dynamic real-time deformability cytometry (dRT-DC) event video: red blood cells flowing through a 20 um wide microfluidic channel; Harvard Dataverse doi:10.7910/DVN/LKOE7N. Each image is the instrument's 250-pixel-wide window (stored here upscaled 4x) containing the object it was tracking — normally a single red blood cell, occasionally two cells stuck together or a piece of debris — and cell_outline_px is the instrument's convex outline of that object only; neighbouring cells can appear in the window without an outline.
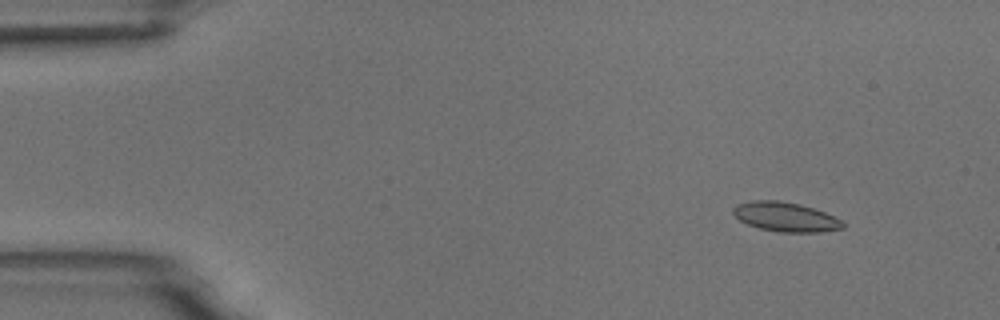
{"species": "common noctule bat (a hibernating species)", "species_latin": "Nyctalus noctula", "temperature_condition": "room temperature", "stored_images_in_passage": 5, "camera_frame_rate_fps": 3000, "um_per_image_px": 0.085, "animal": {"sex": "male", "body_mass_g": 18.8}, "frame": {"image": 1, "passage_image": 1, "time_ms": 0.0, "image_size_px": [1000, 320], "cell_outline_px": [[844, 228], [820, 232], [780, 232], [760, 228], [748, 224], [740, 220], [732, 212], [732, 208], [736, 204], [752, 200], [776, 200], [800, 204], [824, 212], [840, 220], [844, 224]], "centroid_in_image_um": [66.74, 18.43], "position_along_channel_um": 18.3, "area_um2": 18.61}}
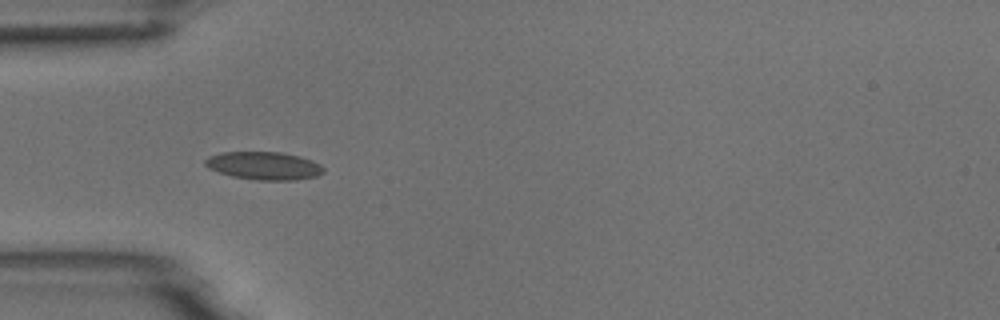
{"frame": {"image": 2, "passage_image": 4, "time_ms": 3.667, "image_size_px": [1000, 320], "cell_outline_px": [[324, 172], [316, 176], [296, 180], [256, 180], [232, 176], [208, 168], [204, 164], [204, 160], [208, 156], [224, 152], [280, 152], [300, 156], [312, 160], [320, 164], [324, 168]], "centroid_in_image_um": [22.44, 14.08], "position_along_channel_um": 62.6, "area_um2": 19.31}}